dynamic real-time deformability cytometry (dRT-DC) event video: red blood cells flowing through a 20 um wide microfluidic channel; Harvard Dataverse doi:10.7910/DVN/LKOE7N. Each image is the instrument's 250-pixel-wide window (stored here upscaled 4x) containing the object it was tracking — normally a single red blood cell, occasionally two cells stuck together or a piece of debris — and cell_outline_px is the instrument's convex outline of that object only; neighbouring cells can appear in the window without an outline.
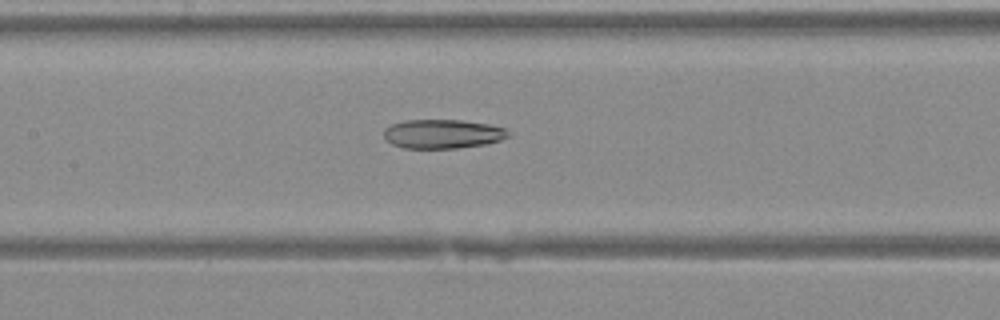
{"species": "Egyptian fruit bat (a non-hibernating species)", "species_latin": "Rousettus aegyptiacus", "temperature_condition": "warm", "stored_images_in_passage": 32, "camera_frame_rate_fps": 3000, "um_per_image_px": 0.085, "animal": {"sex": "female"}, "frame": {"image": 1, "passage_image": 12, "time_ms": 3.667, "image_size_px": [1000, 320], "cell_outline_px": [[512, 136], [500, 140], [484, 144], [456, 148], [404, 148], [392, 144], [384, 136], [384, 128], [392, 124], [404, 120], [460, 120], [488, 124], [504, 128]], "centroid_in_image_um": [37.62, 11.38], "position_along_channel_um": 169.8, "area_um2": 20.98}}
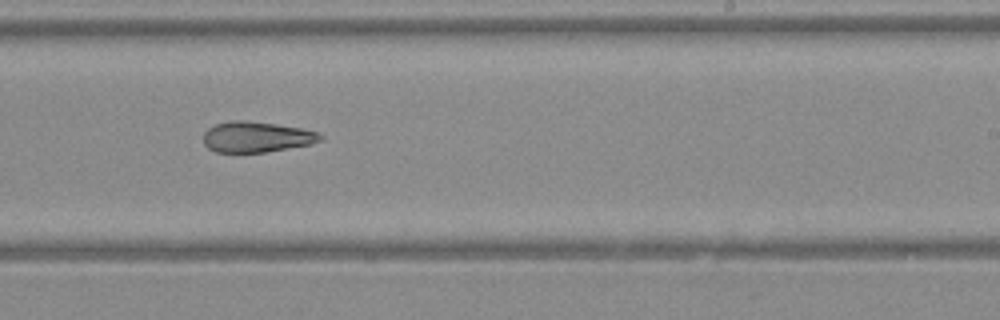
{"frame": {"image": 2, "passage_image": 18, "time_ms": 5.667, "image_size_px": [1000, 320], "cell_outline_px": [[324, 140], [312, 144], [264, 152], [216, 152], [208, 148], [204, 144], [204, 132], [208, 128], [216, 124], [232, 120], [244, 120], [300, 128], [316, 132], [324, 136]], "centroid_in_image_um": [21.8, 11.64], "position_along_channel_um": 267.2, "area_um2": 20.75}}
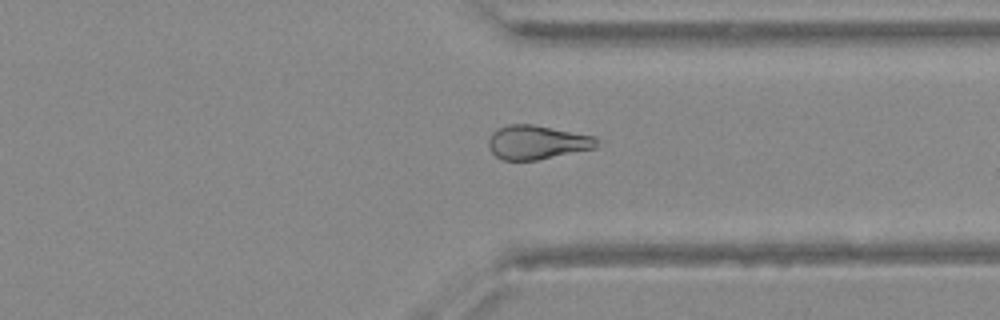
{"frame": {"image": 3, "passage_image": 24, "time_ms": 7.667, "image_size_px": [1000, 320], "cell_outline_px": [[600, 140], [596, 148], [536, 160], [504, 160], [496, 156], [488, 148], [488, 140], [492, 132], [496, 128], [508, 124], [532, 124], [596, 136]], "centroid_in_image_um": [45.65, 12.08], "position_along_channel_um": 365.8, "area_um2": 21.62}}